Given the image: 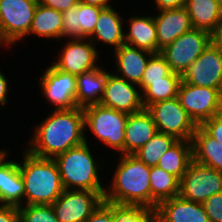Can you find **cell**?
I'll use <instances>...</instances> for the list:
<instances>
[{"mask_svg": "<svg viewBox=\"0 0 222 222\" xmlns=\"http://www.w3.org/2000/svg\"><path fill=\"white\" fill-rule=\"evenodd\" d=\"M193 160L199 164L222 171V144L197 126L192 137Z\"/></svg>", "mask_w": 222, "mask_h": 222, "instance_id": "d4e9b609", "label": "cell"}, {"mask_svg": "<svg viewBox=\"0 0 222 222\" xmlns=\"http://www.w3.org/2000/svg\"><path fill=\"white\" fill-rule=\"evenodd\" d=\"M21 205L19 222H59L52 205Z\"/></svg>", "mask_w": 222, "mask_h": 222, "instance_id": "836d02e7", "label": "cell"}, {"mask_svg": "<svg viewBox=\"0 0 222 222\" xmlns=\"http://www.w3.org/2000/svg\"><path fill=\"white\" fill-rule=\"evenodd\" d=\"M24 181L19 170V163L6 161L0 163V203L20 207L24 200Z\"/></svg>", "mask_w": 222, "mask_h": 222, "instance_id": "7402d4cb", "label": "cell"}, {"mask_svg": "<svg viewBox=\"0 0 222 222\" xmlns=\"http://www.w3.org/2000/svg\"><path fill=\"white\" fill-rule=\"evenodd\" d=\"M156 222H210L202 203L180 195L161 201L156 208Z\"/></svg>", "mask_w": 222, "mask_h": 222, "instance_id": "e0dca14e", "label": "cell"}, {"mask_svg": "<svg viewBox=\"0 0 222 222\" xmlns=\"http://www.w3.org/2000/svg\"><path fill=\"white\" fill-rule=\"evenodd\" d=\"M212 42L222 51V19L212 33Z\"/></svg>", "mask_w": 222, "mask_h": 222, "instance_id": "b9f144b4", "label": "cell"}, {"mask_svg": "<svg viewBox=\"0 0 222 222\" xmlns=\"http://www.w3.org/2000/svg\"><path fill=\"white\" fill-rule=\"evenodd\" d=\"M0 222H19V208L0 204Z\"/></svg>", "mask_w": 222, "mask_h": 222, "instance_id": "f35d334b", "label": "cell"}, {"mask_svg": "<svg viewBox=\"0 0 222 222\" xmlns=\"http://www.w3.org/2000/svg\"><path fill=\"white\" fill-rule=\"evenodd\" d=\"M202 205L210 222H222V192L212 195Z\"/></svg>", "mask_w": 222, "mask_h": 222, "instance_id": "e575fe53", "label": "cell"}, {"mask_svg": "<svg viewBox=\"0 0 222 222\" xmlns=\"http://www.w3.org/2000/svg\"><path fill=\"white\" fill-rule=\"evenodd\" d=\"M83 111L85 128L89 127L100 141L123 155L128 114L100 104L86 106Z\"/></svg>", "mask_w": 222, "mask_h": 222, "instance_id": "5b68a950", "label": "cell"}, {"mask_svg": "<svg viewBox=\"0 0 222 222\" xmlns=\"http://www.w3.org/2000/svg\"><path fill=\"white\" fill-rule=\"evenodd\" d=\"M84 222H113L112 210L102 202Z\"/></svg>", "mask_w": 222, "mask_h": 222, "instance_id": "8d00e7d4", "label": "cell"}, {"mask_svg": "<svg viewBox=\"0 0 222 222\" xmlns=\"http://www.w3.org/2000/svg\"><path fill=\"white\" fill-rule=\"evenodd\" d=\"M123 18L109 6L100 11L93 34L88 38L93 44L98 41L120 48L125 44Z\"/></svg>", "mask_w": 222, "mask_h": 222, "instance_id": "603a6c76", "label": "cell"}, {"mask_svg": "<svg viewBox=\"0 0 222 222\" xmlns=\"http://www.w3.org/2000/svg\"><path fill=\"white\" fill-rule=\"evenodd\" d=\"M4 74L0 72V106H4L7 103L8 83Z\"/></svg>", "mask_w": 222, "mask_h": 222, "instance_id": "60d3db41", "label": "cell"}, {"mask_svg": "<svg viewBox=\"0 0 222 222\" xmlns=\"http://www.w3.org/2000/svg\"><path fill=\"white\" fill-rule=\"evenodd\" d=\"M212 34L192 28L160 51L174 73L183 75L202 52L211 44Z\"/></svg>", "mask_w": 222, "mask_h": 222, "instance_id": "52a82bcc", "label": "cell"}, {"mask_svg": "<svg viewBox=\"0 0 222 222\" xmlns=\"http://www.w3.org/2000/svg\"><path fill=\"white\" fill-rule=\"evenodd\" d=\"M39 3L59 12H63L78 5L79 0H39Z\"/></svg>", "mask_w": 222, "mask_h": 222, "instance_id": "74e56055", "label": "cell"}, {"mask_svg": "<svg viewBox=\"0 0 222 222\" xmlns=\"http://www.w3.org/2000/svg\"><path fill=\"white\" fill-rule=\"evenodd\" d=\"M103 7L79 2L78 5L62 12V38L88 39L94 32L100 11Z\"/></svg>", "mask_w": 222, "mask_h": 222, "instance_id": "2e32d148", "label": "cell"}, {"mask_svg": "<svg viewBox=\"0 0 222 222\" xmlns=\"http://www.w3.org/2000/svg\"><path fill=\"white\" fill-rule=\"evenodd\" d=\"M38 3L36 0H0V44L5 42L11 46L28 36Z\"/></svg>", "mask_w": 222, "mask_h": 222, "instance_id": "8992f818", "label": "cell"}, {"mask_svg": "<svg viewBox=\"0 0 222 222\" xmlns=\"http://www.w3.org/2000/svg\"><path fill=\"white\" fill-rule=\"evenodd\" d=\"M192 160V141L178 140L161 156L157 166L181 180Z\"/></svg>", "mask_w": 222, "mask_h": 222, "instance_id": "4316f807", "label": "cell"}, {"mask_svg": "<svg viewBox=\"0 0 222 222\" xmlns=\"http://www.w3.org/2000/svg\"><path fill=\"white\" fill-rule=\"evenodd\" d=\"M200 127L222 144V112L204 121Z\"/></svg>", "mask_w": 222, "mask_h": 222, "instance_id": "d590c367", "label": "cell"}, {"mask_svg": "<svg viewBox=\"0 0 222 222\" xmlns=\"http://www.w3.org/2000/svg\"><path fill=\"white\" fill-rule=\"evenodd\" d=\"M182 75L171 72L167 76V81L152 82L143 92L142 101L144 108L169 99L177 97Z\"/></svg>", "mask_w": 222, "mask_h": 222, "instance_id": "f546056e", "label": "cell"}, {"mask_svg": "<svg viewBox=\"0 0 222 222\" xmlns=\"http://www.w3.org/2000/svg\"><path fill=\"white\" fill-rule=\"evenodd\" d=\"M177 98L197 126L222 112L221 92L181 81Z\"/></svg>", "mask_w": 222, "mask_h": 222, "instance_id": "9c48e42d", "label": "cell"}, {"mask_svg": "<svg viewBox=\"0 0 222 222\" xmlns=\"http://www.w3.org/2000/svg\"><path fill=\"white\" fill-rule=\"evenodd\" d=\"M137 84L126 81L118 74L109 72L105 91L100 105L125 112L127 114L137 113L144 108L142 93L137 90Z\"/></svg>", "mask_w": 222, "mask_h": 222, "instance_id": "5bb4252c", "label": "cell"}, {"mask_svg": "<svg viewBox=\"0 0 222 222\" xmlns=\"http://www.w3.org/2000/svg\"><path fill=\"white\" fill-rule=\"evenodd\" d=\"M151 208L166 199L178 196L180 193V180L158 166L151 167L150 172Z\"/></svg>", "mask_w": 222, "mask_h": 222, "instance_id": "f1b7e54d", "label": "cell"}, {"mask_svg": "<svg viewBox=\"0 0 222 222\" xmlns=\"http://www.w3.org/2000/svg\"><path fill=\"white\" fill-rule=\"evenodd\" d=\"M220 192H222V171L192 160L180 180L179 195L186 200L203 203Z\"/></svg>", "mask_w": 222, "mask_h": 222, "instance_id": "30bf717a", "label": "cell"}, {"mask_svg": "<svg viewBox=\"0 0 222 222\" xmlns=\"http://www.w3.org/2000/svg\"><path fill=\"white\" fill-rule=\"evenodd\" d=\"M62 12L38 3L29 33L46 38L62 37Z\"/></svg>", "mask_w": 222, "mask_h": 222, "instance_id": "83f0119b", "label": "cell"}, {"mask_svg": "<svg viewBox=\"0 0 222 222\" xmlns=\"http://www.w3.org/2000/svg\"><path fill=\"white\" fill-rule=\"evenodd\" d=\"M153 18L157 31V53L193 28L185 7L160 10Z\"/></svg>", "mask_w": 222, "mask_h": 222, "instance_id": "ac0fdd59", "label": "cell"}, {"mask_svg": "<svg viewBox=\"0 0 222 222\" xmlns=\"http://www.w3.org/2000/svg\"><path fill=\"white\" fill-rule=\"evenodd\" d=\"M117 71L121 73L119 77L126 81L139 85L148 64L150 51L139 49L127 44L114 49Z\"/></svg>", "mask_w": 222, "mask_h": 222, "instance_id": "ffe728a7", "label": "cell"}, {"mask_svg": "<svg viewBox=\"0 0 222 222\" xmlns=\"http://www.w3.org/2000/svg\"><path fill=\"white\" fill-rule=\"evenodd\" d=\"M56 161L64 189L105 191L98 168L87 141L57 155Z\"/></svg>", "mask_w": 222, "mask_h": 222, "instance_id": "277c9868", "label": "cell"}, {"mask_svg": "<svg viewBox=\"0 0 222 222\" xmlns=\"http://www.w3.org/2000/svg\"><path fill=\"white\" fill-rule=\"evenodd\" d=\"M83 108L55 110L35 129L30 147L31 154L55 158L70 148L86 142Z\"/></svg>", "mask_w": 222, "mask_h": 222, "instance_id": "6da1fadb", "label": "cell"}, {"mask_svg": "<svg viewBox=\"0 0 222 222\" xmlns=\"http://www.w3.org/2000/svg\"><path fill=\"white\" fill-rule=\"evenodd\" d=\"M177 141L178 139L172 135L156 132L134 155L147 166L154 167L159 163L161 156Z\"/></svg>", "mask_w": 222, "mask_h": 222, "instance_id": "4dcf8cb0", "label": "cell"}, {"mask_svg": "<svg viewBox=\"0 0 222 222\" xmlns=\"http://www.w3.org/2000/svg\"><path fill=\"white\" fill-rule=\"evenodd\" d=\"M156 8L160 10L177 9L186 6L187 0H154Z\"/></svg>", "mask_w": 222, "mask_h": 222, "instance_id": "ab89813d", "label": "cell"}, {"mask_svg": "<svg viewBox=\"0 0 222 222\" xmlns=\"http://www.w3.org/2000/svg\"><path fill=\"white\" fill-rule=\"evenodd\" d=\"M185 83L222 91V51L213 43L182 75Z\"/></svg>", "mask_w": 222, "mask_h": 222, "instance_id": "7c38bea8", "label": "cell"}, {"mask_svg": "<svg viewBox=\"0 0 222 222\" xmlns=\"http://www.w3.org/2000/svg\"><path fill=\"white\" fill-rule=\"evenodd\" d=\"M128 21L130 27L124 33L125 44L157 53V31L153 16H134Z\"/></svg>", "mask_w": 222, "mask_h": 222, "instance_id": "cb8c5ba5", "label": "cell"}, {"mask_svg": "<svg viewBox=\"0 0 222 222\" xmlns=\"http://www.w3.org/2000/svg\"><path fill=\"white\" fill-rule=\"evenodd\" d=\"M157 132L156 124L147 109L128 114L125 127L124 154H134Z\"/></svg>", "mask_w": 222, "mask_h": 222, "instance_id": "d6986e66", "label": "cell"}, {"mask_svg": "<svg viewBox=\"0 0 222 222\" xmlns=\"http://www.w3.org/2000/svg\"><path fill=\"white\" fill-rule=\"evenodd\" d=\"M111 210L113 222H156V209L143 205L103 201Z\"/></svg>", "mask_w": 222, "mask_h": 222, "instance_id": "1f68e13d", "label": "cell"}, {"mask_svg": "<svg viewBox=\"0 0 222 222\" xmlns=\"http://www.w3.org/2000/svg\"><path fill=\"white\" fill-rule=\"evenodd\" d=\"M7 152L5 150H0V163L6 159Z\"/></svg>", "mask_w": 222, "mask_h": 222, "instance_id": "ee69618b", "label": "cell"}, {"mask_svg": "<svg viewBox=\"0 0 222 222\" xmlns=\"http://www.w3.org/2000/svg\"><path fill=\"white\" fill-rule=\"evenodd\" d=\"M109 72L101 67L77 75V107L84 108L93 104H100Z\"/></svg>", "mask_w": 222, "mask_h": 222, "instance_id": "44dd1931", "label": "cell"}, {"mask_svg": "<svg viewBox=\"0 0 222 222\" xmlns=\"http://www.w3.org/2000/svg\"><path fill=\"white\" fill-rule=\"evenodd\" d=\"M104 193L64 189L52 207L59 222H84L104 201Z\"/></svg>", "mask_w": 222, "mask_h": 222, "instance_id": "8fae6325", "label": "cell"}, {"mask_svg": "<svg viewBox=\"0 0 222 222\" xmlns=\"http://www.w3.org/2000/svg\"><path fill=\"white\" fill-rule=\"evenodd\" d=\"M19 170L24 181L25 205H52L64 188L58 165L53 158H42L24 152Z\"/></svg>", "mask_w": 222, "mask_h": 222, "instance_id": "3957f363", "label": "cell"}, {"mask_svg": "<svg viewBox=\"0 0 222 222\" xmlns=\"http://www.w3.org/2000/svg\"><path fill=\"white\" fill-rule=\"evenodd\" d=\"M39 84L43 89L45 98L56 106L55 110L77 107V78L75 75L63 72L51 65L47 70L45 69Z\"/></svg>", "mask_w": 222, "mask_h": 222, "instance_id": "4fadbf2b", "label": "cell"}, {"mask_svg": "<svg viewBox=\"0 0 222 222\" xmlns=\"http://www.w3.org/2000/svg\"><path fill=\"white\" fill-rule=\"evenodd\" d=\"M218 3H219V6H220L221 9H222V0H218Z\"/></svg>", "mask_w": 222, "mask_h": 222, "instance_id": "f6af8a7d", "label": "cell"}, {"mask_svg": "<svg viewBox=\"0 0 222 222\" xmlns=\"http://www.w3.org/2000/svg\"><path fill=\"white\" fill-rule=\"evenodd\" d=\"M61 51L53 65L63 72L77 76L99 67L98 50L89 39H70Z\"/></svg>", "mask_w": 222, "mask_h": 222, "instance_id": "9a60e30c", "label": "cell"}, {"mask_svg": "<svg viewBox=\"0 0 222 222\" xmlns=\"http://www.w3.org/2000/svg\"><path fill=\"white\" fill-rule=\"evenodd\" d=\"M117 166L112 186L110 185V189H105L104 200L151 208V167L134 154H121Z\"/></svg>", "mask_w": 222, "mask_h": 222, "instance_id": "7a4b0ae2", "label": "cell"}, {"mask_svg": "<svg viewBox=\"0 0 222 222\" xmlns=\"http://www.w3.org/2000/svg\"><path fill=\"white\" fill-rule=\"evenodd\" d=\"M185 8L193 28L202 29L211 34L222 19V9L218 0H187Z\"/></svg>", "mask_w": 222, "mask_h": 222, "instance_id": "484cf974", "label": "cell"}, {"mask_svg": "<svg viewBox=\"0 0 222 222\" xmlns=\"http://www.w3.org/2000/svg\"><path fill=\"white\" fill-rule=\"evenodd\" d=\"M146 109L156 124L157 132L172 135L178 140H192L197 125L181 106L177 97L154 103Z\"/></svg>", "mask_w": 222, "mask_h": 222, "instance_id": "ba28073f", "label": "cell"}, {"mask_svg": "<svg viewBox=\"0 0 222 222\" xmlns=\"http://www.w3.org/2000/svg\"><path fill=\"white\" fill-rule=\"evenodd\" d=\"M172 72L165 57L159 53H153L149 60L141 83L138 85L141 93L152 84V82L167 81V76Z\"/></svg>", "mask_w": 222, "mask_h": 222, "instance_id": "d6a6232c", "label": "cell"}, {"mask_svg": "<svg viewBox=\"0 0 222 222\" xmlns=\"http://www.w3.org/2000/svg\"><path fill=\"white\" fill-rule=\"evenodd\" d=\"M110 0H79V2L92 5V6H97V7H109L111 6L109 3Z\"/></svg>", "mask_w": 222, "mask_h": 222, "instance_id": "7bdbcfd3", "label": "cell"}]
</instances>
